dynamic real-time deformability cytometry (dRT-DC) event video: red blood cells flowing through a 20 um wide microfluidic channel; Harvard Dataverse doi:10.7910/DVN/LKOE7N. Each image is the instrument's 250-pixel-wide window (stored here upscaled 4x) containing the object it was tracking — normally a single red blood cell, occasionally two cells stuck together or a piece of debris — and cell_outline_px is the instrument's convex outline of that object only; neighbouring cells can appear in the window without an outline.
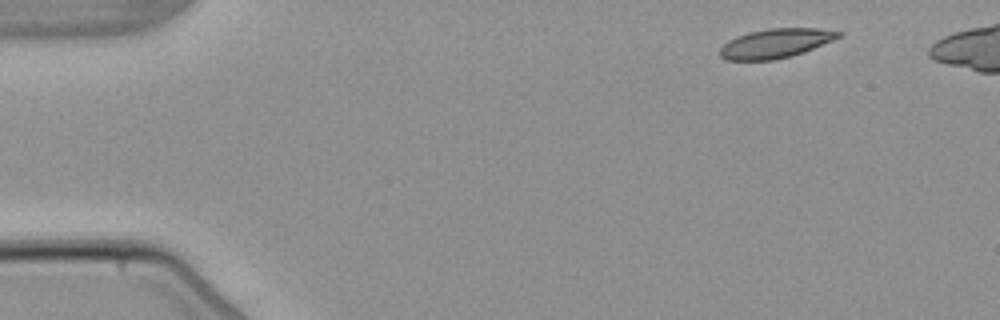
{"species": "common noctule bat (a hibernating species)", "species_latin": "Nyctalus noctula", "temperature_condition": "warm", "stored_images_in_passage": 3, "camera_frame_rate_fps": 3000, "um_per_image_px": 0.085, "animal": {"sex": "male", "body_mass_g": 21.5, "forearm_length_mm": 52.0}, "frame": {"image": 1, "passage_image": 1, "time_ms": 0.0, "image_size_px": [1000, 320], "cell_outline_px": [[844, 32], [840, 36], [832, 40], [804, 52], [792, 56], [776, 60], [724, 60], [720, 56], [720, 48], [728, 40], [736, 36], [748, 32], [768, 28], [816, 28]], "centroid_in_image_um": [65.9, 3.68], "position_along_channel_um": 19.1, "area_um2": 20.29}}